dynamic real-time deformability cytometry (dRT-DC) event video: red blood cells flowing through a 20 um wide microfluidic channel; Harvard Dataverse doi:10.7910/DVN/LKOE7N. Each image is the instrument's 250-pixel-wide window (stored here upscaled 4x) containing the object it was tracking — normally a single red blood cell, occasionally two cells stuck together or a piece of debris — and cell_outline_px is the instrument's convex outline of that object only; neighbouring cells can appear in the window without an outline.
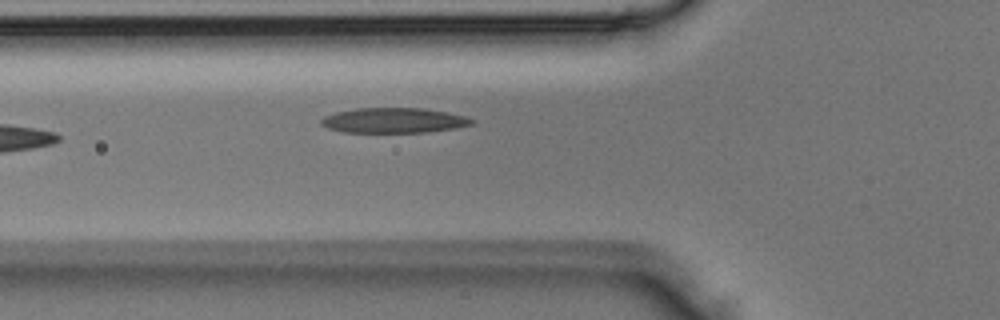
{"species": "Egyptian fruit bat (a non-hibernating species)", "species_latin": "Rousettus aegyptiacus", "temperature_condition": "room temperature", "stored_images_in_passage": 5, "camera_frame_rate_fps": 3000, "um_per_image_px": 0.085, "animal": {"sex": "male"}, "frame": {"image": 1, "passage_image": 5, "time_ms": 1.333, "image_size_px": [1000, 320], "cell_outline_px": [[476, 120], [472, 124], [452, 128], [428, 132], [344, 132], [328, 128], [320, 124], [320, 120], [324, 116], [336, 112], [356, 108], [424, 108], [448, 112], [464, 116]], "centroid_in_image_um": [33.45, 10.23], "position_along_channel_um": 92.3, "area_um2": 21.96}}